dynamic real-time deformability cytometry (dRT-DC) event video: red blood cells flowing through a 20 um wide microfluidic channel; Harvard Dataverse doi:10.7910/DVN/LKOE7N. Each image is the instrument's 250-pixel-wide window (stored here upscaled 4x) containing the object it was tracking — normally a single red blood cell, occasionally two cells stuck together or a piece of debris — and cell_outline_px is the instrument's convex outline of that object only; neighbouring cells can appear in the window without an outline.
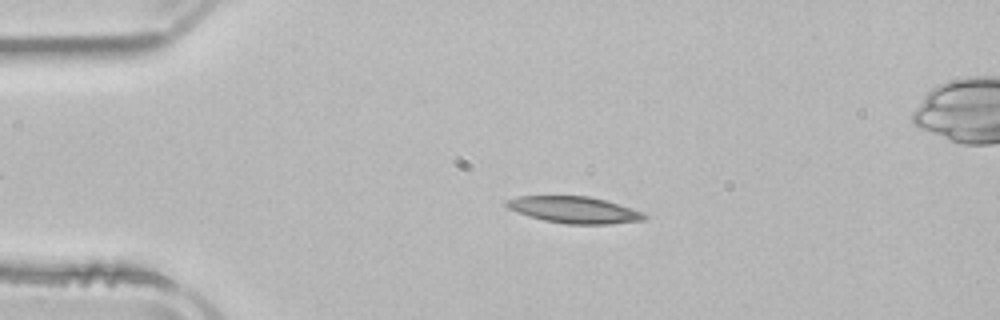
{"species": "common noctule bat (a hibernating species)", "species_latin": "Nyctalus noctula", "temperature_condition": "room temperature", "stored_images_in_passage": 4, "camera_frame_rate_fps": 3000, "um_per_image_px": 0.085, "animal": {"sex": "male", "body_mass_g": 21.5, "forearm_length_mm": 52.0}, "frame": {"image": 1, "passage_image": 2, "time_ms": 1.333, "image_size_px": [1000, 320], "cell_outline_px": [[648, 216], [644, 220], [612, 224], [568, 224], [544, 220], [528, 216], [508, 208], [504, 204], [504, 200], [516, 196], [588, 196], [604, 200], [632, 208], [644, 212]], "centroid_in_image_um": [48.8, 17.83], "position_along_channel_um": 36.2, "area_um2": 21.44}}